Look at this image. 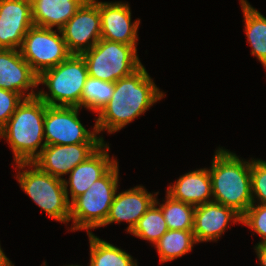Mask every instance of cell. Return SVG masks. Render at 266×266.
<instances>
[{
    "mask_svg": "<svg viewBox=\"0 0 266 266\" xmlns=\"http://www.w3.org/2000/svg\"><path fill=\"white\" fill-rule=\"evenodd\" d=\"M19 50L38 76L43 71L56 67L72 54L60 30L37 26L29 29Z\"/></svg>",
    "mask_w": 266,
    "mask_h": 266,
    "instance_id": "obj_8",
    "label": "cell"
},
{
    "mask_svg": "<svg viewBox=\"0 0 266 266\" xmlns=\"http://www.w3.org/2000/svg\"><path fill=\"white\" fill-rule=\"evenodd\" d=\"M37 87L38 75L22 57L20 50L0 49V88L19 93L26 99L37 96L38 92L34 91Z\"/></svg>",
    "mask_w": 266,
    "mask_h": 266,
    "instance_id": "obj_13",
    "label": "cell"
},
{
    "mask_svg": "<svg viewBox=\"0 0 266 266\" xmlns=\"http://www.w3.org/2000/svg\"><path fill=\"white\" fill-rule=\"evenodd\" d=\"M109 148V144L104 142L85 161L70 171L69 180L63 179L65 192L70 203L85 193L96 180L103 177L118 162L114 157L110 158ZM68 190H70L71 201Z\"/></svg>",
    "mask_w": 266,
    "mask_h": 266,
    "instance_id": "obj_15",
    "label": "cell"
},
{
    "mask_svg": "<svg viewBox=\"0 0 266 266\" xmlns=\"http://www.w3.org/2000/svg\"><path fill=\"white\" fill-rule=\"evenodd\" d=\"M103 143H79L68 145H46L32 161L40 170L62 178L78 164L85 161Z\"/></svg>",
    "mask_w": 266,
    "mask_h": 266,
    "instance_id": "obj_11",
    "label": "cell"
},
{
    "mask_svg": "<svg viewBox=\"0 0 266 266\" xmlns=\"http://www.w3.org/2000/svg\"><path fill=\"white\" fill-rule=\"evenodd\" d=\"M241 224H245L262 238L257 244L266 243V205L252 203L242 216Z\"/></svg>",
    "mask_w": 266,
    "mask_h": 266,
    "instance_id": "obj_27",
    "label": "cell"
},
{
    "mask_svg": "<svg viewBox=\"0 0 266 266\" xmlns=\"http://www.w3.org/2000/svg\"><path fill=\"white\" fill-rule=\"evenodd\" d=\"M60 31L72 54L91 49L101 39L99 1L86 0Z\"/></svg>",
    "mask_w": 266,
    "mask_h": 266,
    "instance_id": "obj_10",
    "label": "cell"
},
{
    "mask_svg": "<svg viewBox=\"0 0 266 266\" xmlns=\"http://www.w3.org/2000/svg\"><path fill=\"white\" fill-rule=\"evenodd\" d=\"M16 164L18 183L24 192L38 207L55 221L68 223L70 202L65 192L63 179L43 172L32 162ZM29 169L26 170L25 168Z\"/></svg>",
    "mask_w": 266,
    "mask_h": 266,
    "instance_id": "obj_6",
    "label": "cell"
},
{
    "mask_svg": "<svg viewBox=\"0 0 266 266\" xmlns=\"http://www.w3.org/2000/svg\"><path fill=\"white\" fill-rule=\"evenodd\" d=\"M240 4L244 15V31L246 33L247 41L252 48L251 55L256 56L261 64L265 65L266 17L256 10V8L252 7L247 0H240Z\"/></svg>",
    "mask_w": 266,
    "mask_h": 266,
    "instance_id": "obj_20",
    "label": "cell"
},
{
    "mask_svg": "<svg viewBox=\"0 0 266 266\" xmlns=\"http://www.w3.org/2000/svg\"><path fill=\"white\" fill-rule=\"evenodd\" d=\"M114 91V82L102 81L88 76L81 96V108L98 112L109 102Z\"/></svg>",
    "mask_w": 266,
    "mask_h": 266,
    "instance_id": "obj_25",
    "label": "cell"
},
{
    "mask_svg": "<svg viewBox=\"0 0 266 266\" xmlns=\"http://www.w3.org/2000/svg\"><path fill=\"white\" fill-rule=\"evenodd\" d=\"M165 203L160 204L155 198V204L161 209L168 230H193L195 206L172 199L166 194Z\"/></svg>",
    "mask_w": 266,
    "mask_h": 266,
    "instance_id": "obj_23",
    "label": "cell"
},
{
    "mask_svg": "<svg viewBox=\"0 0 266 266\" xmlns=\"http://www.w3.org/2000/svg\"><path fill=\"white\" fill-rule=\"evenodd\" d=\"M208 170L213 202L233 209L242 217L253 203L251 160H243L221 147L216 150Z\"/></svg>",
    "mask_w": 266,
    "mask_h": 266,
    "instance_id": "obj_2",
    "label": "cell"
},
{
    "mask_svg": "<svg viewBox=\"0 0 266 266\" xmlns=\"http://www.w3.org/2000/svg\"><path fill=\"white\" fill-rule=\"evenodd\" d=\"M233 209L216 202L195 206L193 234L196 243L218 241L230 221L241 223Z\"/></svg>",
    "mask_w": 266,
    "mask_h": 266,
    "instance_id": "obj_17",
    "label": "cell"
},
{
    "mask_svg": "<svg viewBox=\"0 0 266 266\" xmlns=\"http://www.w3.org/2000/svg\"><path fill=\"white\" fill-rule=\"evenodd\" d=\"M172 199L194 206L213 201L211 178L208 168L190 171L180 176L166 189Z\"/></svg>",
    "mask_w": 266,
    "mask_h": 266,
    "instance_id": "obj_18",
    "label": "cell"
},
{
    "mask_svg": "<svg viewBox=\"0 0 266 266\" xmlns=\"http://www.w3.org/2000/svg\"><path fill=\"white\" fill-rule=\"evenodd\" d=\"M47 106L38 96L23 99L0 130L1 139L11 146L15 163L32 162L46 146L44 117Z\"/></svg>",
    "mask_w": 266,
    "mask_h": 266,
    "instance_id": "obj_3",
    "label": "cell"
},
{
    "mask_svg": "<svg viewBox=\"0 0 266 266\" xmlns=\"http://www.w3.org/2000/svg\"><path fill=\"white\" fill-rule=\"evenodd\" d=\"M23 99L19 93L0 88V130L7 124Z\"/></svg>",
    "mask_w": 266,
    "mask_h": 266,
    "instance_id": "obj_28",
    "label": "cell"
},
{
    "mask_svg": "<svg viewBox=\"0 0 266 266\" xmlns=\"http://www.w3.org/2000/svg\"><path fill=\"white\" fill-rule=\"evenodd\" d=\"M167 231L168 226L165 222L163 213L161 209L153 203L146 213L138 220L130 234L155 245Z\"/></svg>",
    "mask_w": 266,
    "mask_h": 266,
    "instance_id": "obj_24",
    "label": "cell"
},
{
    "mask_svg": "<svg viewBox=\"0 0 266 266\" xmlns=\"http://www.w3.org/2000/svg\"><path fill=\"white\" fill-rule=\"evenodd\" d=\"M31 0H0V49H20L33 27Z\"/></svg>",
    "mask_w": 266,
    "mask_h": 266,
    "instance_id": "obj_12",
    "label": "cell"
},
{
    "mask_svg": "<svg viewBox=\"0 0 266 266\" xmlns=\"http://www.w3.org/2000/svg\"><path fill=\"white\" fill-rule=\"evenodd\" d=\"M164 96L142 65L114 83L112 98L95 119L97 133L113 134L121 130Z\"/></svg>",
    "mask_w": 266,
    "mask_h": 266,
    "instance_id": "obj_1",
    "label": "cell"
},
{
    "mask_svg": "<svg viewBox=\"0 0 266 266\" xmlns=\"http://www.w3.org/2000/svg\"><path fill=\"white\" fill-rule=\"evenodd\" d=\"M257 258L259 259V264L261 266H266V243L257 244L254 247Z\"/></svg>",
    "mask_w": 266,
    "mask_h": 266,
    "instance_id": "obj_29",
    "label": "cell"
},
{
    "mask_svg": "<svg viewBox=\"0 0 266 266\" xmlns=\"http://www.w3.org/2000/svg\"><path fill=\"white\" fill-rule=\"evenodd\" d=\"M79 107L47 106L44 117L46 145H68L79 143H104L98 137L95 125L88 131L79 120Z\"/></svg>",
    "mask_w": 266,
    "mask_h": 266,
    "instance_id": "obj_9",
    "label": "cell"
},
{
    "mask_svg": "<svg viewBox=\"0 0 266 266\" xmlns=\"http://www.w3.org/2000/svg\"><path fill=\"white\" fill-rule=\"evenodd\" d=\"M251 188L253 203L266 205V161L251 159Z\"/></svg>",
    "mask_w": 266,
    "mask_h": 266,
    "instance_id": "obj_26",
    "label": "cell"
},
{
    "mask_svg": "<svg viewBox=\"0 0 266 266\" xmlns=\"http://www.w3.org/2000/svg\"><path fill=\"white\" fill-rule=\"evenodd\" d=\"M101 39L137 46L140 20L131 22L129 3L99 2Z\"/></svg>",
    "mask_w": 266,
    "mask_h": 266,
    "instance_id": "obj_14",
    "label": "cell"
},
{
    "mask_svg": "<svg viewBox=\"0 0 266 266\" xmlns=\"http://www.w3.org/2000/svg\"><path fill=\"white\" fill-rule=\"evenodd\" d=\"M197 244L193 230H168L154 245L161 263L173 261L192 251Z\"/></svg>",
    "mask_w": 266,
    "mask_h": 266,
    "instance_id": "obj_22",
    "label": "cell"
},
{
    "mask_svg": "<svg viewBox=\"0 0 266 266\" xmlns=\"http://www.w3.org/2000/svg\"><path fill=\"white\" fill-rule=\"evenodd\" d=\"M136 47L100 39L81 55L86 62L89 76L115 83L142 66Z\"/></svg>",
    "mask_w": 266,
    "mask_h": 266,
    "instance_id": "obj_7",
    "label": "cell"
},
{
    "mask_svg": "<svg viewBox=\"0 0 266 266\" xmlns=\"http://www.w3.org/2000/svg\"><path fill=\"white\" fill-rule=\"evenodd\" d=\"M118 162L89 189L70 203L71 231L87 230L102 227L105 224L119 182Z\"/></svg>",
    "mask_w": 266,
    "mask_h": 266,
    "instance_id": "obj_5",
    "label": "cell"
},
{
    "mask_svg": "<svg viewBox=\"0 0 266 266\" xmlns=\"http://www.w3.org/2000/svg\"><path fill=\"white\" fill-rule=\"evenodd\" d=\"M88 76L83 56L71 54L65 61L38 76V85H45L49 93L40 89L37 96L48 106L81 108V96Z\"/></svg>",
    "mask_w": 266,
    "mask_h": 266,
    "instance_id": "obj_4",
    "label": "cell"
},
{
    "mask_svg": "<svg viewBox=\"0 0 266 266\" xmlns=\"http://www.w3.org/2000/svg\"><path fill=\"white\" fill-rule=\"evenodd\" d=\"M90 264L88 266H138L137 261L124 250L101 240L93 233L88 234Z\"/></svg>",
    "mask_w": 266,
    "mask_h": 266,
    "instance_id": "obj_21",
    "label": "cell"
},
{
    "mask_svg": "<svg viewBox=\"0 0 266 266\" xmlns=\"http://www.w3.org/2000/svg\"><path fill=\"white\" fill-rule=\"evenodd\" d=\"M0 266H14L12 261H10L7 256L4 254L3 250L1 249L0 245Z\"/></svg>",
    "mask_w": 266,
    "mask_h": 266,
    "instance_id": "obj_30",
    "label": "cell"
},
{
    "mask_svg": "<svg viewBox=\"0 0 266 266\" xmlns=\"http://www.w3.org/2000/svg\"><path fill=\"white\" fill-rule=\"evenodd\" d=\"M158 193L153 195L141 185L119 193L116 191L105 224L102 227L125 221L129 223L126 230L130 233L138 220L155 202Z\"/></svg>",
    "mask_w": 266,
    "mask_h": 266,
    "instance_id": "obj_16",
    "label": "cell"
},
{
    "mask_svg": "<svg viewBox=\"0 0 266 266\" xmlns=\"http://www.w3.org/2000/svg\"><path fill=\"white\" fill-rule=\"evenodd\" d=\"M86 0H31L34 26L60 30Z\"/></svg>",
    "mask_w": 266,
    "mask_h": 266,
    "instance_id": "obj_19",
    "label": "cell"
}]
</instances>
